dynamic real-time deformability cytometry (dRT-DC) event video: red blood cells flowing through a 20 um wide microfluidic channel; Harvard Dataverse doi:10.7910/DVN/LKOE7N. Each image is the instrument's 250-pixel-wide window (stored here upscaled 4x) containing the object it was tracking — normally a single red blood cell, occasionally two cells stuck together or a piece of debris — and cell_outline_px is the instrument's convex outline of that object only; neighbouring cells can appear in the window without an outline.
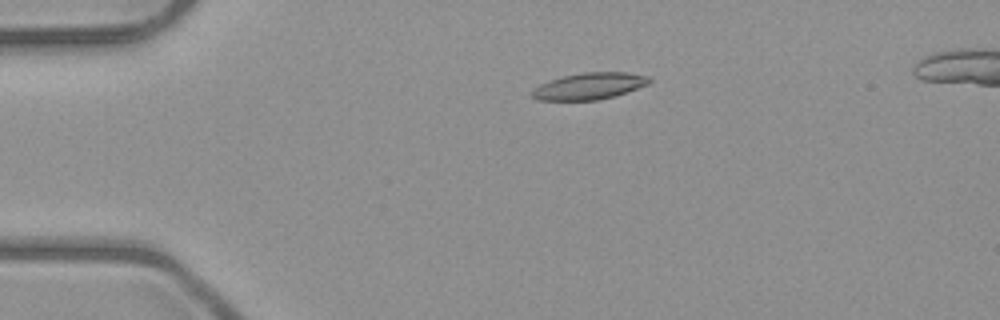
{"species": "common noctule bat (a hibernating species)", "species_latin": "Nyctalus noctula", "temperature_condition": "room temperature", "stored_images_in_passage": 4, "camera_frame_rate_fps": 3000, "um_per_image_px": 0.085, "animal": {"sex": "male", "body_mass_g": 23.1, "forearm_length_mm": 52.7}, "frame": {"image": 1, "passage_image": 4, "time_ms": 3.333, "image_size_px": [1000, 320], "cell_outline_px": [[652, 80], [648, 84], [612, 96], [596, 100], [536, 100], [532, 96], [532, 88], [540, 84], [564, 76], [584, 72], [628, 72], [648, 76]], "centroid_in_image_um": [50.07, 7.31], "position_along_channel_um": 34.9, "area_um2": 17.92}}